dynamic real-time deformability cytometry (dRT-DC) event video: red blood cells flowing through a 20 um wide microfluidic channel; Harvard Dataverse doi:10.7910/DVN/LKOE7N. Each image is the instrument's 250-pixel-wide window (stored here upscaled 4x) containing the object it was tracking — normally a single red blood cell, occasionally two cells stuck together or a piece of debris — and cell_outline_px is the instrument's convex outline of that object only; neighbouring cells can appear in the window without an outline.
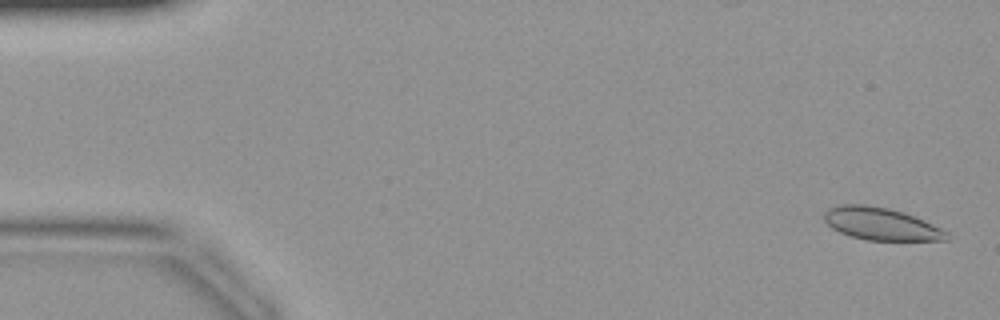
{"species": "common noctule bat (a hibernating species)", "species_latin": "Nyctalus noctula", "temperature_condition": "warm", "stored_images_in_passage": 44, "segment_of_instrument_passage": [1, 2], "camera_frame_rate_fps": 3000, "um_per_image_px": 0.085, "animal": {"sex": "female", "body_mass_g": 19.9}, "frame": {"image": 1, "passage_image": 2, "time_ms": 0.333, "image_size_px": [1000, 320], "cell_outline_px": [[948, 240], [868, 240], [852, 236], [840, 232], [832, 228], [824, 220], [824, 212], [828, 208], [840, 204], [864, 204], [888, 208], [904, 212], [924, 220], [948, 232]], "centroid_in_image_um": [74.87, 19.02], "position_along_channel_um": 10.1, "area_um2": 23.06}}
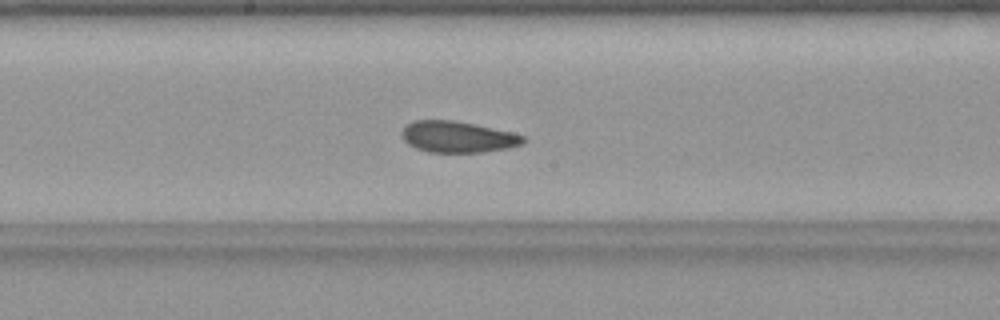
{"frame": {"image": 2, "passage_image": 23, "time_ms": 7.333, "image_size_px": [1000, 320], "cell_outline_px": [[528, 140], [524, 144], [508, 148], [484, 152], [428, 152], [416, 148], [408, 144], [400, 136], [400, 132], [404, 124], [412, 120], [452, 120], [512, 132], [524, 136]], "centroid_in_image_um": [38.87, 11.63], "position_along_channel_um": 209.3, "area_um2": 22.37}}
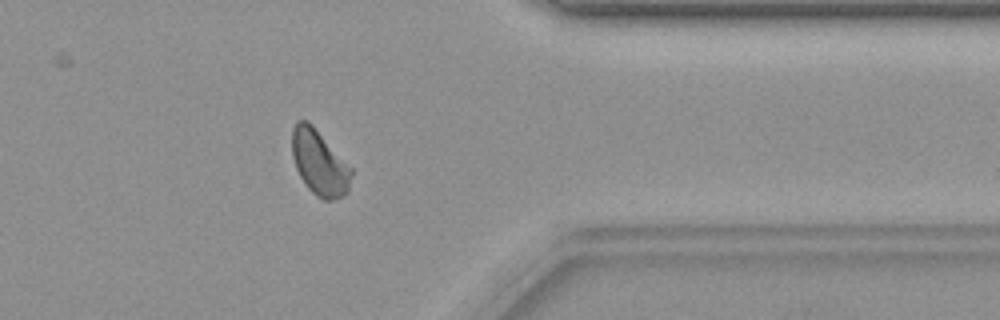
{"frame": {"image": 3, "passage_image": 35, "time_ms": 11.333, "image_size_px": [1000, 320], "cell_outline_px": [[352, 176], [348, 192], [344, 196], [332, 200], [324, 200], [316, 196], [308, 188], [300, 176], [296, 168], [292, 156], [292, 128], [296, 120], [308, 120], [312, 124], [352, 168]], "centroid_in_image_um": [27.15, 13.83], "position_along_channel_um": 384.3, "area_um2": 22.66}}